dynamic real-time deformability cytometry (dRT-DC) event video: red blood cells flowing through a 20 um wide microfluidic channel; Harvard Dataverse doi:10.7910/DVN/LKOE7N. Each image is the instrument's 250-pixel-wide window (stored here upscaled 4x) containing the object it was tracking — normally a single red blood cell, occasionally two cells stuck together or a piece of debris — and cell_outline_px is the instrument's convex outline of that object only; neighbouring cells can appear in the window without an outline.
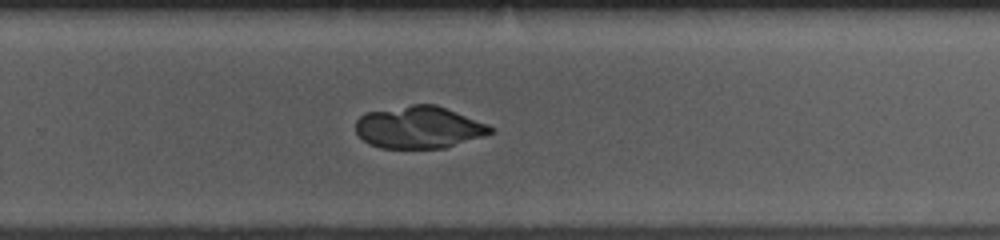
{"species": "common noctule bat (a hibernating species)", "species_latin": "Nyctalus noctula", "temperature_condition": "room temperature", "stored_images_in_passage": 53, "camera_frame_rate_fps": 3000, "um_per_image_px": 0.085, "animal": {"sex": "female", "body_mass_g": 10.0, "forearm_length_mm": 53.1}, "frame": {"image": 1, "passage_image": 35, "time_ms": 11.333, "image_size_px": [1000, 240], "cell_outline_px": [[496, 132], [484, 136], [444, 148], [380, 148], [368, 144], [356, 132], [356, 120], [360, 116], [368, 112], [412, 104], [436, 104], [488, 124]], "centroid_in_image_um": [35.62, 10.82], "position_along_channel_um": 294.2, "area_um2": 33.12}}
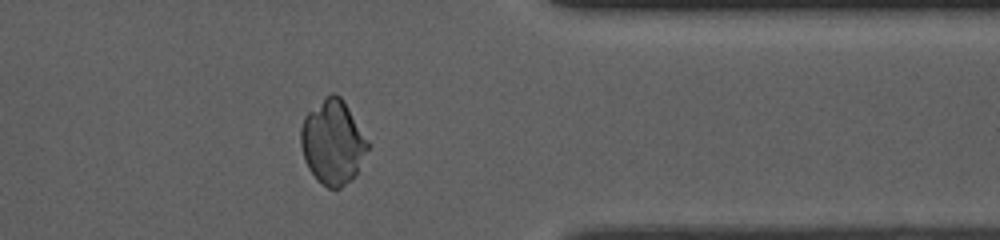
{"frame": {"image": 2, "passage_image": 43, "time_ms": 14.0, "image_size_px": [1000, 240], "cell_outline_px": [[368, 148], [356, 176], [352, 180], [340, 188], [328, 188], [316, 180], [308, 168], [304, 160], [300, 144], [300, 128], [304, 116], [308, 112], [332, 92], [336, 92], [344, 100], [368, 140]], "centroid_in_image_um": [28.27, 12.1], "position_along_channel_um": 383.1, "area_um2": 33.06}}